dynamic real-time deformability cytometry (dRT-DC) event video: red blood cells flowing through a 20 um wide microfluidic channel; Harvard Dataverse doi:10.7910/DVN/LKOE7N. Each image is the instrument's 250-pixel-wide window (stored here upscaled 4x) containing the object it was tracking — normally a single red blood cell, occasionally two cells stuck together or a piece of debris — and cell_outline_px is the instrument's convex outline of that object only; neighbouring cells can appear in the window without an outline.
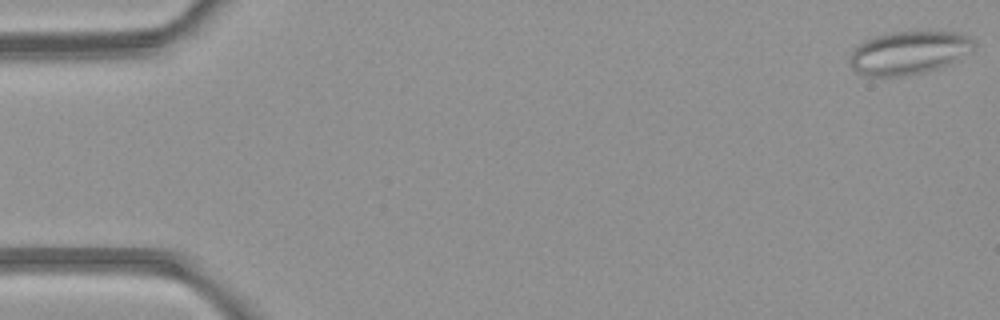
{"species": "common noctule bat (a hibernating species)", "species_latin": "Nyctalus noctula", "temperature_condition": "room temperature", "stored_images_in_passage": 6, "camera_frame_rate_fps": 3000, "um_per_image_px": 0.085, "animal": {"sex": "female", "body_mass_g": 21.9}, "frame": {"image": 1, "passage_image": 1, "time_ms": 0.0, "image_size_px": [1000, 320], "cell_outline_px": [[976, 48], [956, 60], [948, 64], [924, 72], [904, 76], [860, 76], [852, 68], [848, 60], [852, 52], [860, 44], [876, 36], [892, 32], [956, 32], [968, 36], [976, 40]], "centroid_in_image_um": [77.26, 4.49], "position_along_channel_um": 7.7, "area_um2": 31.15}}